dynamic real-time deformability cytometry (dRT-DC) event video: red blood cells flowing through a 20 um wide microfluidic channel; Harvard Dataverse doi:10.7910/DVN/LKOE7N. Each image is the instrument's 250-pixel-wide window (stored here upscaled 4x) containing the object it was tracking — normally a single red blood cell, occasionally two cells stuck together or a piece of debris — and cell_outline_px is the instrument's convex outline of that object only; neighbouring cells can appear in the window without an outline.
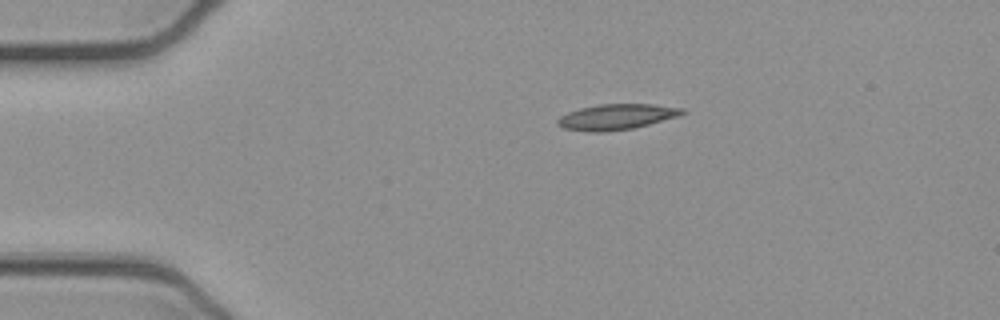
{"species": "common noctule bat (a hibernating species)", "species_latin": "Nyctalus noctula", "temperature_condition": "cold", "stored_images_in_passage": 43, "camera_frame_rate_fps": 3000, "um_per_image_px": 0.085, "animal": {"sex": "female", "body_mass_g": 21.9}, "frame": {"image": 1, "passage_image": 1, "time_ms": 0.0, "image_size_px": [1000, 320], "cell_outline_px": [[688, 112], [680, 116], [632, 128], [604, 132], [588, 132], [564, 128], [556, 124], [556, 120], [560, 116], [568, 112], [580, 108], [600, 104], [656, 104], [684, 108]], "centroid_in_image_um": [52.43, 9.92], "position_along_channel_um": 32.6, "area_um2": 18.73}}
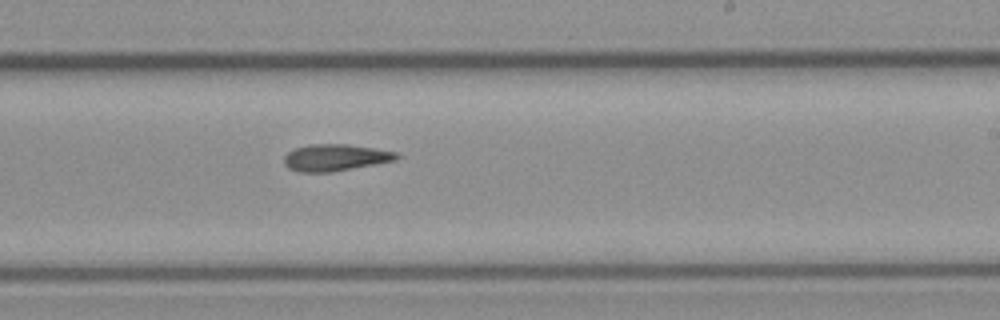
{"frame": {"image": 2, "passage_image": 22, "time_ms": 7.0, "image_size_px": [1000, 320], "cell_outline_px": [[400, 156], [396, 160], [376, 164], [332, 172], [300, 172], [288, 168], [284, 164], [284, 156], [288, 152], [296, 148], [308, 144], [348, 144], [400, 152]], "centroid_in_image_um": [28.52, 13.39], "position_along_channel_um": 260.5, "area_um2": 17.69}}
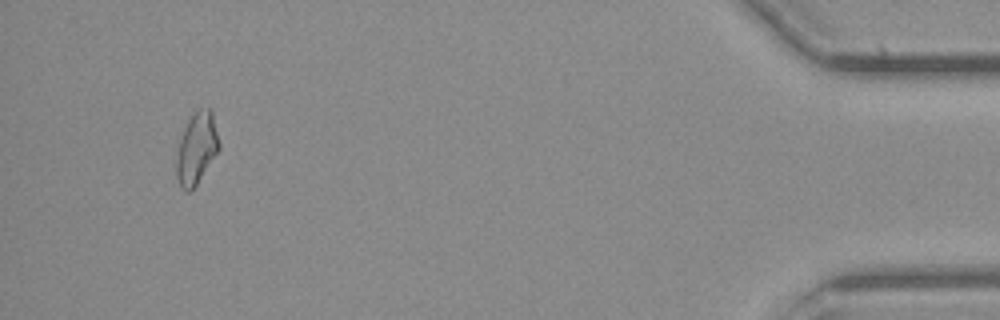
{"frame": {"image": 3, "passage_image": 40, "time_ms": 13.0, "image_size_px": [1000, 320], "cell_outline_px": [[220, 148], [196, 184], [188, 192], [184, 192], [180, 188], [176, 176], [176, 160], [180, 140], [184, 128], [188, 120], [196, 108], [212, 108], [220, 144]], "centroid_in_image_um": [16.71, 12.57], "position_along_channel_um": 418.5, "area_um2": 17.8}}